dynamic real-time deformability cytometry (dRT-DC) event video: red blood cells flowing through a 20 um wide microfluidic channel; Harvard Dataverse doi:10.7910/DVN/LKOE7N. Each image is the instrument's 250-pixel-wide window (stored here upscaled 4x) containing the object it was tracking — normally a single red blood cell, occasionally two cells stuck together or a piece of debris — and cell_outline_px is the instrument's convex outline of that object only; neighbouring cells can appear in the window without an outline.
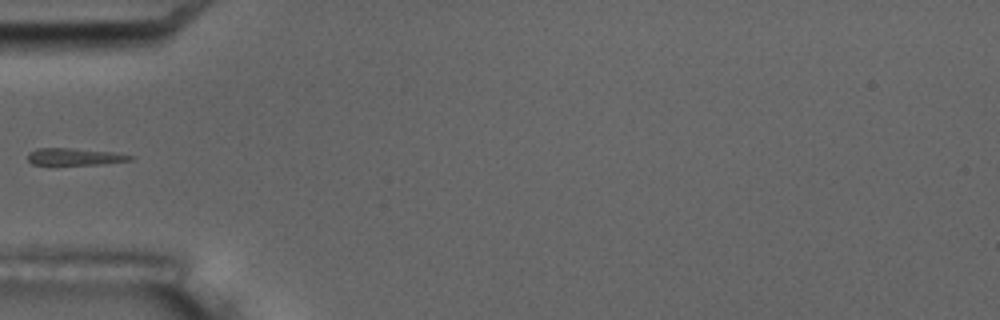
{"species": "common noctule bat (a hibernating species)", "species_latin": "Nyctalus noctula", "temperature_condition": "room temperature", "stored_images_in_passage": 6, "camera_frame_rate_fps": 3000, "um_per_image_px": 0.085, "animal": {"sex": "male", "body_mass_g": 17.5, "forearm_length_mm": 52.3}, "frame": {"image": 1, "passage_image": 5, "time_ms": 4.667, "image_size_px": [1000, 320], "cell_outline_px": [[136, 156], [132, 160], [100, 164], [32, 164], [28, 160], [28, 152], [36, 148], [68, 148], [112, 152]], "centroid_in_image_um": [6.35, 13.31], "position_along_channel_um": 78.7, "area_um2": 10.0}}